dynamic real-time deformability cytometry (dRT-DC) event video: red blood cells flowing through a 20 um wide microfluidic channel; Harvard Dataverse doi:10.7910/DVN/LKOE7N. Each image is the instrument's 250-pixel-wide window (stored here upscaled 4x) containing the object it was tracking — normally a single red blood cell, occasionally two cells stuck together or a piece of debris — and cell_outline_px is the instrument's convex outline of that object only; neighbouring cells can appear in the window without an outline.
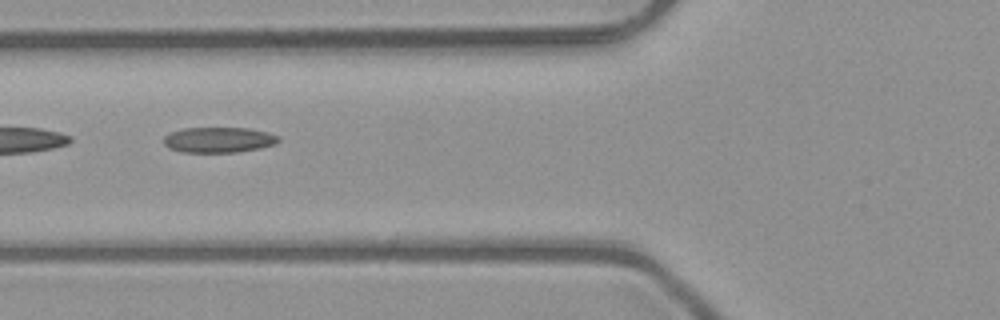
{"species": "common noctule bat (a hibernating species)", "species_latin": "Nyctalus noctula", "temperature_condition": "room temperature", "stored_images_in_passage": 5, "camera_frame_rate_fps": 3000, "um_per_image_px": 0.085, "animal": {"sex": "male", "body_mass_g": 23.1, "forearm_length_mm": 52.7}, "frame": {"image": 1, "passage_image": 4, "time_ms": 1.0, "image_size_px": [1000, 320], "cell_outline_px": [[280, 140], [276, 144], [260, 148], [236, 152], [184, 152], [168, 148], [164, 144], [164, 136], [172, 132], [184, 128], [248, 128], [268, 132], [280, 136]], "centroid_in_image_um": [18.62, 11.88], "position_along_channel_um": 107.2, "area_um2": 17.05}}
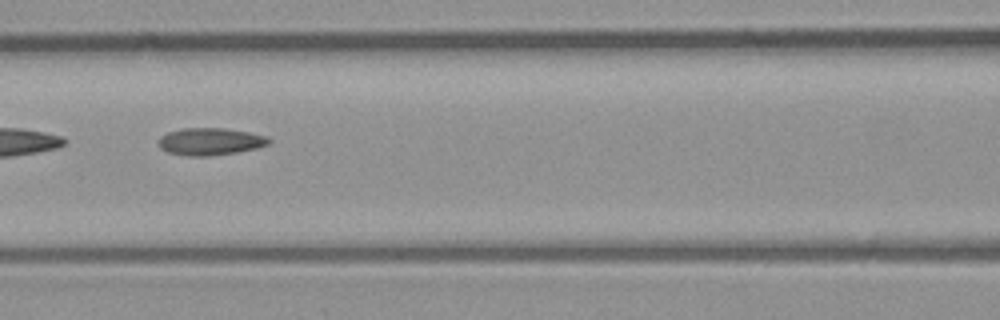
{"frame": {"image": 2, "passage_image": 5, "time_ms": 1.333, "image_size_px": [1000, 320], "cell_outline_px": [[272, 140], [268, 144], [256, 148], [236, 152], [208, 156], [188, 156], [168, 152], [160, 148], [160, 136], [168, 132], [184, 128], [224, 128], [248, 132], [268, 136]], "centroid_in_image_um": [17.89, 12.02], "position_along_channel_um": 148.7, "area_um2": 17.4}}